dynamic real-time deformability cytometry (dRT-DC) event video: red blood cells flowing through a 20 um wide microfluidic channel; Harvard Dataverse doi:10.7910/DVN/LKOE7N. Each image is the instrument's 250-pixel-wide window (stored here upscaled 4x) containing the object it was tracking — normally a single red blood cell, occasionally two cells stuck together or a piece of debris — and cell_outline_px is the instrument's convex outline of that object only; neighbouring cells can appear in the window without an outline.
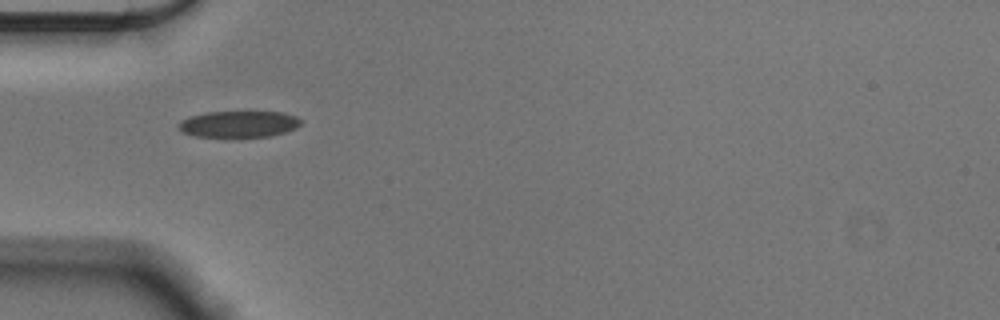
{"species": "Egyptian fruit bat (a non-hibernating species)", "species_latin": "Rousettus aegyptiacus", "temperature_condition": "cold", "stored_images_in_passage": 33, "camera_frame_rate_fps": 3000, "um_per_image_px": 0.085, "animal": {"sex": "male"}, "frame": {"image": 1, "passage_image": 1, "time_ms": 0.0, "image_size_px": [1000, 320], "cell_outline_px": [[300, 124], [296, 128], [284, 132], [268, 136], [236, 140], [192, 136], [180, 132], [176, 124], [180, 120], [188, 116], [208, 112], [284, 112], [296, 116], [300, 120]], "centroid_in_image_um": [20.19, 10.6], "position_along_channel_um": 64.8, "area_um2": 19.88}}
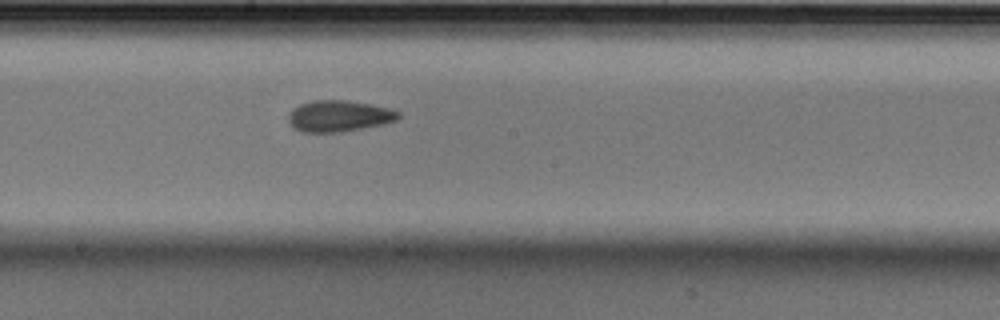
{"frame": {"image": 2, "passage_image": 14, "time_ms": 4.333, "image_size_px": [1000, 320], "cell_outline_px": [[400, 116], [396, 120], [384, 124], [340, 132], [300, 132], [292, 128], [288, 120], [288, 116], [292, 108], [300, 104], [312, 100], [348, 100], [388, 108], [400, 112]], "centroid_in_image_um": [28.76, 9.86], "position_along_channel_um": 219.4, "area_um2": 20.11}}
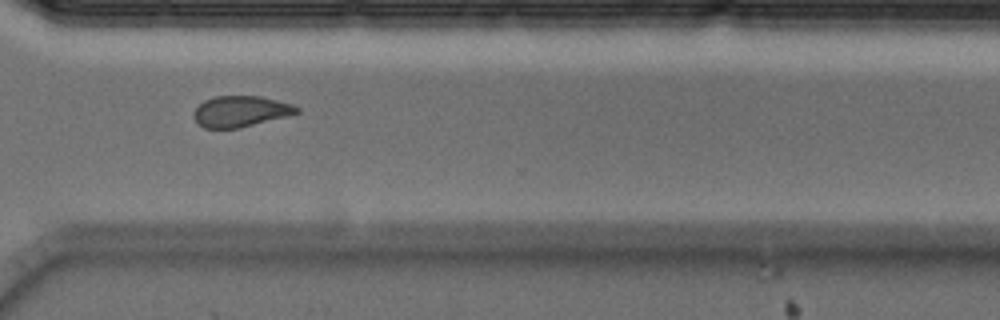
{"frame": {"image": 3, "passage_image": 25, "time_ms": 8.0, "image_size_px": [1000, 320], "cell_outline_px": [[300, 112], [288, 116], [240, 128], [204, 128], [196, 124], [192, 116], [192, 112], [204, 100], [216, 96], [260, 96], [292, 104], [300, 108]], "centroid_in_image_um": [20.42, 9.47], "position_along_channel_um": 350.2, "area_um2": 18.79}, "authors_computed_cell_mechanics": {"area_um2": 19.5942, "velocity_mm_per_s": 3.5729, "shape_relaxation_time_tau1_ms": 9.6521, "shape_relaxation_time_tau2_ms": 2.7185, "deformation_change_tau1": 0.134, "deformation_change_tau2": 0.0856}}